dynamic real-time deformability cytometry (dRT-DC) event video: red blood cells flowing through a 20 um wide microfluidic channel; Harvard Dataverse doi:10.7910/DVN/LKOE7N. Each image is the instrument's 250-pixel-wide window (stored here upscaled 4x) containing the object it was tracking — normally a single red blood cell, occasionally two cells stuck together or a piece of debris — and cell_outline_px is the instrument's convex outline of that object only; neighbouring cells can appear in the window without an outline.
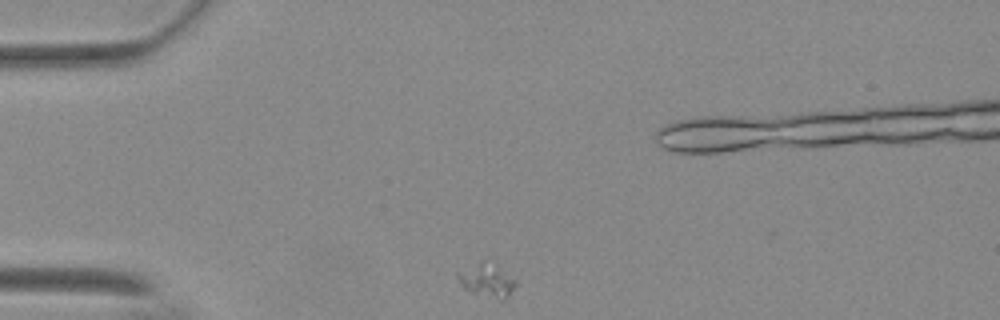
{"species": "Egyptian fruit bat (a non-hibernating species)", "species_latin": "Rousettus aegyptiacus", "temperature_condition": "warm", "stored_images_in_passage": 45, "camera_frame_rate_fps": 3000, "um_per_image_px": 0.085, "animal": {"sex": "female"}, "frame": {"image": 1, "passage_image": 1, "time_ms": 0.0, "image_size_px": [1000, 320], "cell_outline_px": [[516, 284], [508, 296], [504, 300], [500, 300], [472, 292], [464, 288], [460, 284], [456, 276], [456, 272], [484, 260], [516, 280]], "centroid_in_image_um": [41.34, 23.86], "position_along_channel_um": 43.7, "area_um2": 10.81}}
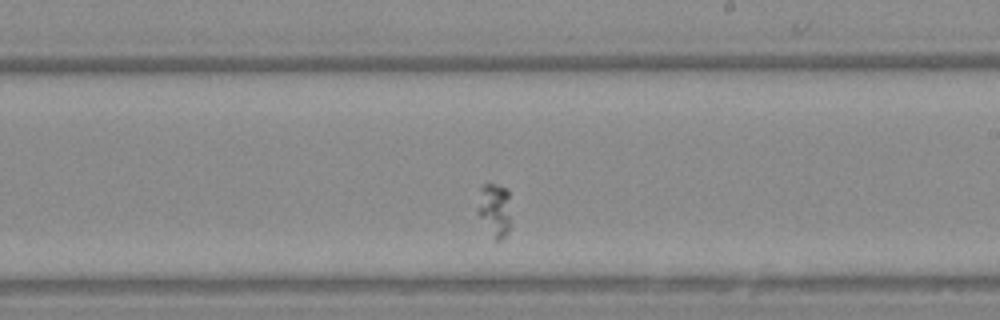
{"frame": {"image": 2, "passage_image": 21, "time_ms": 6.667, "image_size_px": [1000, 320], "cell_outline_px": [[508, 232], [500, 240], [496, 240], [476, 212], [476, 208], [480, 188], [484, 184], [496, 184], [508, 188]], "centroid_in_image_um": [41.99, 17.77], "position_along_channel_um": 247.0, "area_um2": 10.06}}